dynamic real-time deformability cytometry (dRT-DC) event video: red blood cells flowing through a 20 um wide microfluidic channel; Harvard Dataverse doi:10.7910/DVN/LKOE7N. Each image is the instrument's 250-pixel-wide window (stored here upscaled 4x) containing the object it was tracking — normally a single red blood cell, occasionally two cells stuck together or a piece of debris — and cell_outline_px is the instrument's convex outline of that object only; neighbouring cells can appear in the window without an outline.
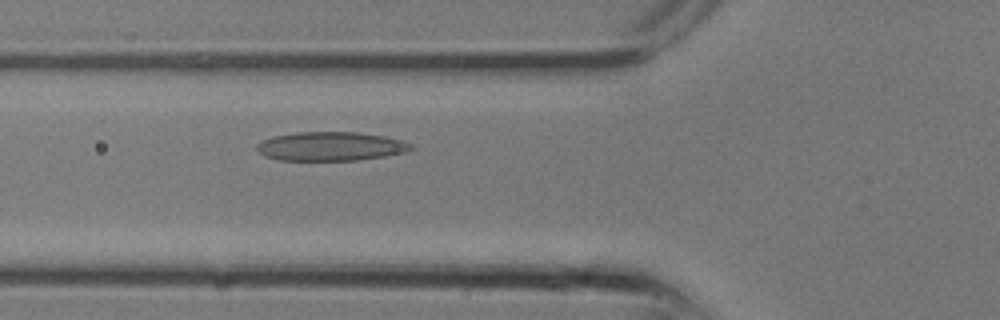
{"species": "common noctule bat (a hibernating species)", "species_latin": "Nyctalus noctula", "temperature_condition": "room temperature", "stored_images_in_passage": 3, "camera_frame_rate_fps": 3000, "um_per_image_px": 0.085, "animal": {"sex": "male", "body_mass_g": 13.3}, "frame": {"image": 1, "passage_image": 3, "time_ms": 0.667, "image_size_px": [1000, 320], "cell_outline_px": [[412, 148], [404, 152], [384, 156], [356, 160], [280, 160], [264, 156], [256, 148], [256, 144], [260, 140], [272, 136], [296, 132], [356, 132], [384, 136], [400, 140], [412, 144]], "centroid_in_image_um": [28.04, 12.43], "position_along_channel_um": 97.8, "area_um2": 25.89}}